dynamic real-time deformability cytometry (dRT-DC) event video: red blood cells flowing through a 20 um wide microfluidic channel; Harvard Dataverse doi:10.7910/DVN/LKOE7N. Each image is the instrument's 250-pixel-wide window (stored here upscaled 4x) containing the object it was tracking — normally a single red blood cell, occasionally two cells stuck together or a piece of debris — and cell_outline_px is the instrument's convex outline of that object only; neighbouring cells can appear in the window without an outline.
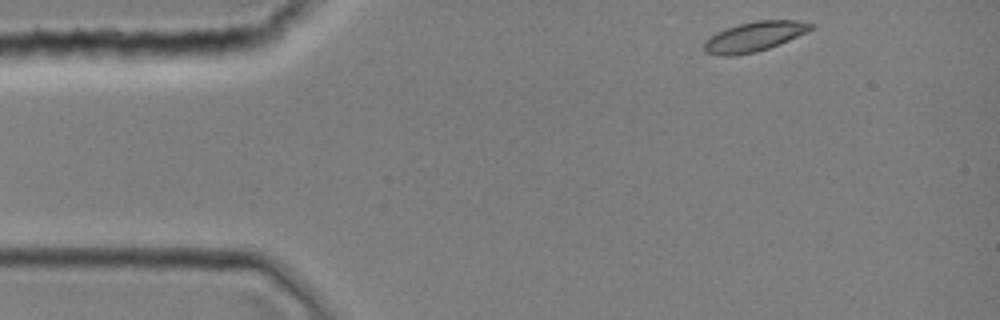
{"species": "common noctule bat (a hibernating species)", "species_latin": "Nyctalus noctula", "temperature_condition": "room temperature", "stored_images_in_passage": 7, "camera_frame_rate_fps": 3000, "um_per_image_px": 0.085, "animal": {"sex": "female", "body_mass_g": 19.0, "forearm_length_mm": 51.5}, "frame": {"image": 1, "passage_image": 1, "time_ms": 0.0, "image_size_px": [1000, 320], "cell_outline_px": [[816, 24], [812, 28], [788, 40], [768, 48], [756, 52], [732, 56], [720, 56], [704, 52], [704, 40], [716, 32], [740, 24], [756, 20], [800, 20]], "centroid_in_image_um": [64.08, 3.11], "position_along_channel_um": 20.9, "area_um2": 18.38}}
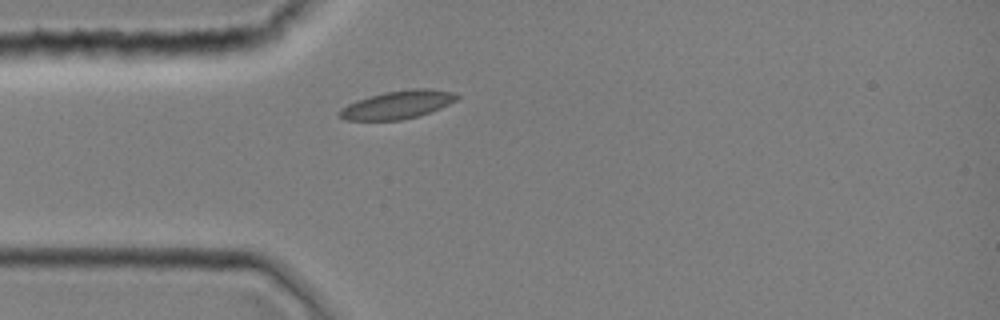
{"frame": {"image": 2, "passage_image": 7, "time_ms": 2.0, "image_size_px": [1000, 320], "cell_outline_px": [[460, 96], [456, 100], [440, 108], [416, 116], [400, 120], [344, 120], [336, 116], [336, 112], [340, 108], [356, 100], [368, 96], [384, 92], [412, 88], [428, 88], [456, 92]], "centroid_in_image_um": [33.74, 8.89], "position_along_channel_um": 51.3, "area_um2": 19.42}}